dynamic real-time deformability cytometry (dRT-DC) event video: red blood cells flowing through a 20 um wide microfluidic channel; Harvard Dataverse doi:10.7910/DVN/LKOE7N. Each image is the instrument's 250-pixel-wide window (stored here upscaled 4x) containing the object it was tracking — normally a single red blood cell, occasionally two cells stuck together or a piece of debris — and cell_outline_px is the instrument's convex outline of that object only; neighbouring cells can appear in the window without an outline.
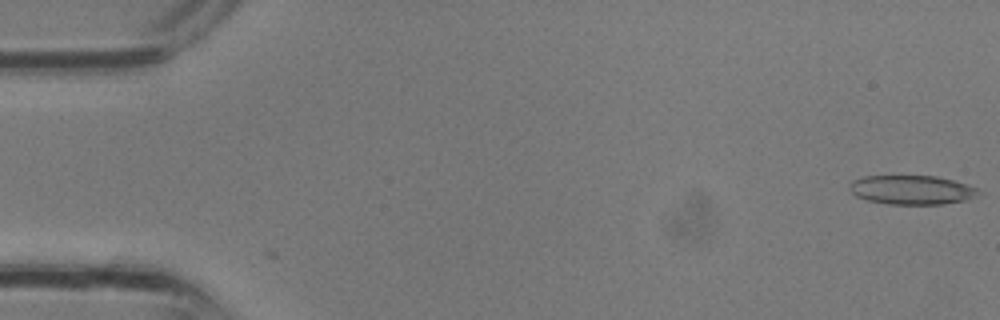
{"species": "common noctule bat (a hibernating species)", "species_latin": "Nyctalus noctula", "temperature_condition": "room temperature", "stored_images_in_passage": 2, "camera_frame_rate_fps": 3000, "um_per_image_px": 0.085, "animal": {"sex": "male", "body_mass_g": 13.3}, "frame": {"image": 1, "passage_image": 2, "time_ms": 0.333, "image_size_px": [1000, 320], "cell_outline_px": [[984, 192], [968, 200], [944, 204], [888, 204], [868, 200], [856, 196], [848, 188], [848, 184], [852, 180], [864, 176], [936, 176], [968, 184]], "centroid_in_image_um": [77.52, 16.14], "position_along_channel_um": 7.5, "area_um2": 22.08}}